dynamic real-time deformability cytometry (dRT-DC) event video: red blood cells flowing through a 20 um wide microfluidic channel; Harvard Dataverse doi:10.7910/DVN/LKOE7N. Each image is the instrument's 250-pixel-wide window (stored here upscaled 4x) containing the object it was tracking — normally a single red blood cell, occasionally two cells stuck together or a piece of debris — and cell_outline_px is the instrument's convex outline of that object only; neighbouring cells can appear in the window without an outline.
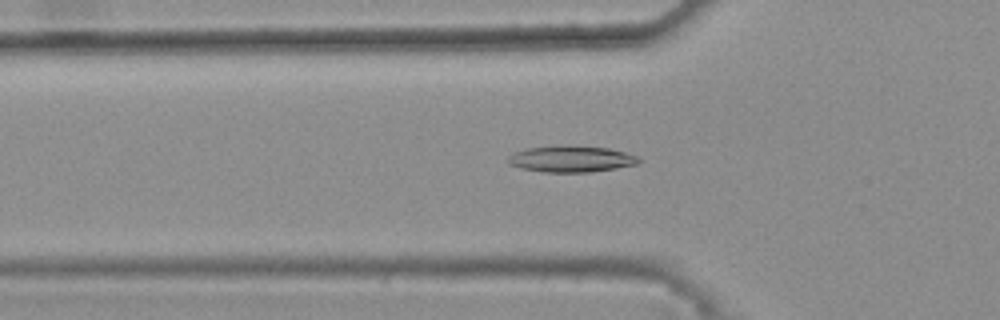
{"species": "common noctule bat (a hibernating species)", "species_latin": "Nyctalus noctula", "temperature_condition": "warm", "stored_images_in_passage": 46, "camera_frame_rate_fps": 3000, "um_per_image_px": 0.085, "animal": {"sex": "female", "body_mass_g": 25.1}, "frame": {"image": 1, "passage_image": 18, "time_ms": 5.667, "image_size_px": [1000, 320], "cell_outline_px": [[640, 160], [636, 164], [616, 168], [588, 172], [544, 172], [520, 168], [508, 164], [508, 156], [512, 152], [524, 148], [560, 144], [568, 144], [608, 148], [624, 152], [636, 156]], "centroid_in_image_um": [48.46, 13.48], "position_along_channel_um": 77.3, "area_um2": 20.4}}
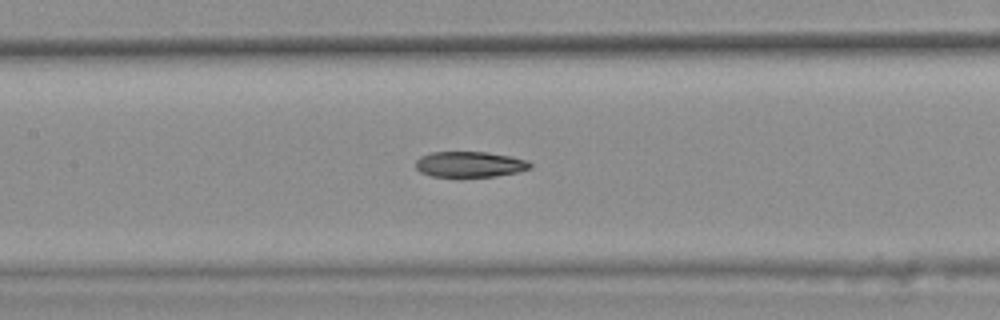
{"frame": {"image": 2, "passage_image": 25, "time_ms": 8.0, "image_size_px": [1000, 320], "cell_outline_px": [[532, 168], [516, 172], [496, 176], [456, 180], [432, 176], [420, 172], [416, 168], [416, 160], [420, 156], [432, 152], [488, 152], [512, 156], [528, 160], [532, 164]], "centroid_in_image_um": [39.92, 14.01], "position_along_channel_um": 167.5, "area_um2": 18.03}}
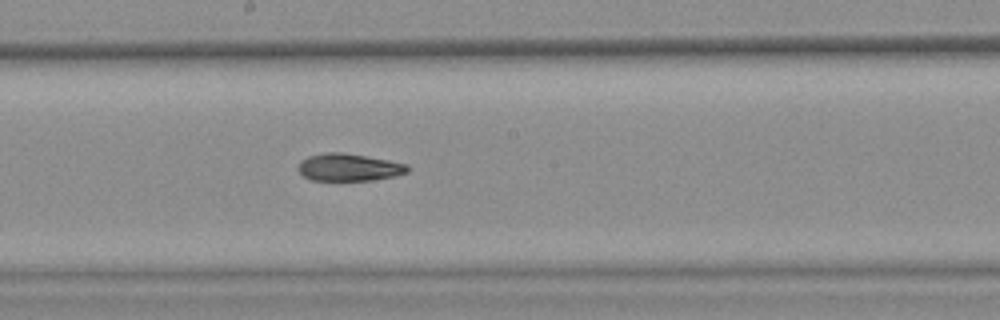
{"frame": {"image": 3, "passage_image": 29, "time_ms": 9.333, "image_size_px": [1000, 320], "cell_outline_px": [[408, 172], [396, 176], [372, 180], [312, 180], [304, 176], [296, 168], [300, 160], [308, 156], [324, 152], [340, 152], [388, 160], [408, 164]], "centroid_in_image_um": [29.63, 14.22], "position_along_channel_um": 218.6, "area_um2": 17.46}, "authors_computed_cell_mechanics": {"area_um2": 18.3804, "velocity_mm_per_s": 3.8403, "shape_relaxation_time_tau1_ms": null, "shape_relaxation_time_tau2_ms": 3.439, "deformation_change_tau1": null, "deformation_change_tau2": 0.1069}}